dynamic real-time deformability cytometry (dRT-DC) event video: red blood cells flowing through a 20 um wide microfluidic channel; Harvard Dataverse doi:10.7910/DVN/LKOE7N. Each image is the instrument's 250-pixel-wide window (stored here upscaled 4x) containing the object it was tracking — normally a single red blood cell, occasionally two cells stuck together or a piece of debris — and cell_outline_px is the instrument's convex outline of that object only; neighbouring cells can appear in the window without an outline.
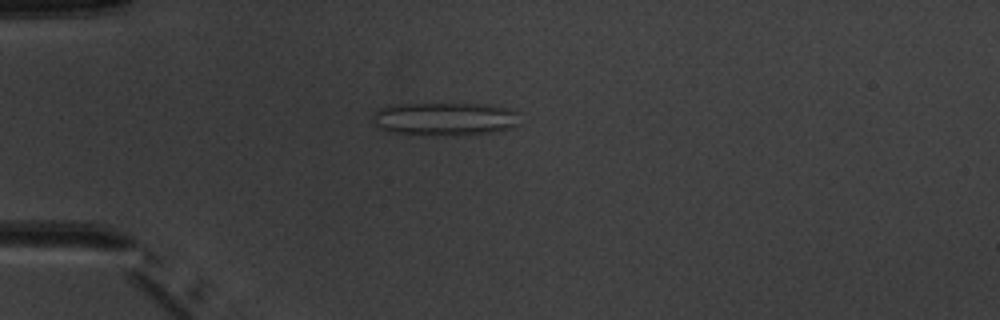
{"species": "common noctule bat (a hibernating species)", "species_latin": "Nyctalus noctula", "temperature_condition": "warm", "stored_images_in_passage": 6, "camera_frame_rate_fps": 3000, "um_per_image_px": 0.085, "animal": {"sex": "male", "body_mass_g": 20.1, "forearm_length_mm": 53.5}, "frame": {"image": 1, "passage_image": 2, "time_ms": 1.333, "image_size_px": [1000, 320], "cell_outline_px": [[516, 128], [492, 132], [456, 136], [444, 136], [392, 132], [380, 128], [376, 124], [372, 116], [372, 112], [380, 108], [392, 104], [492, 104], [508, 108], [516, 112]], "centroid_in_image_um": [37.81, 10.11], "position_along_channel_um": 47.2, "area_um2": 28.61}}
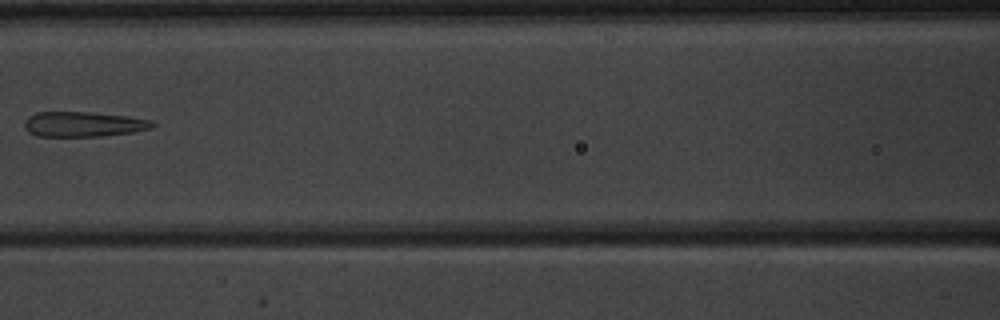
{"frame": {"image": 2, "passage_image": 5, "time_ms": 4.667, "image_size_px": [1000, 320], "cell_outline_px": [[156, 124], [152, 128], [132, 132], [104, 136], [36, 136], [28, 132], [24, 128], [24, 120], [28, 116], [36, 112], [92, 112], [124, 116], [148, 120]], "centroid_in_image_um": [7.02, 10.56], "position_along_channel_um": 159.6, "area_um2": 18.67}}
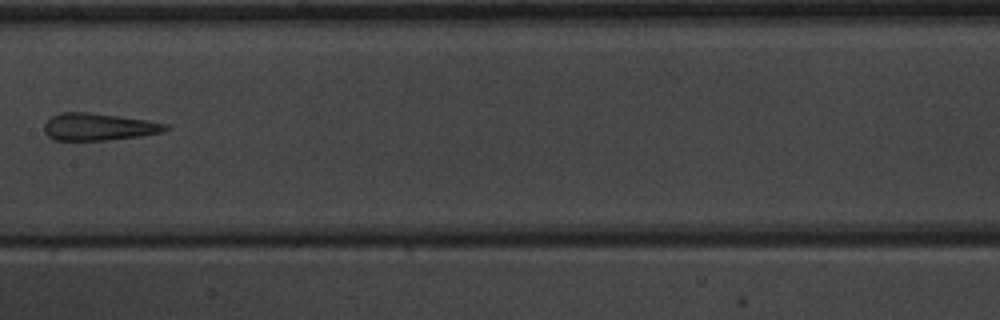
{"frame": {"image": 3, "passage_image": 6, "time_ms": 5.667, "image_size_px": [1000, 320], "cell_outline_px": [[172, 128], [160, 132], [140, 136], [108, 140], [52, 140], [44, 132], [44, 124], [52, 116], [60, 112], [88, 112], [120, 116], [148, 120], [168, 124]], "centroid_in_image_um": [8.38, 10.78], "position_along_channel_um": 199.0, "area_um2": 19.36}}